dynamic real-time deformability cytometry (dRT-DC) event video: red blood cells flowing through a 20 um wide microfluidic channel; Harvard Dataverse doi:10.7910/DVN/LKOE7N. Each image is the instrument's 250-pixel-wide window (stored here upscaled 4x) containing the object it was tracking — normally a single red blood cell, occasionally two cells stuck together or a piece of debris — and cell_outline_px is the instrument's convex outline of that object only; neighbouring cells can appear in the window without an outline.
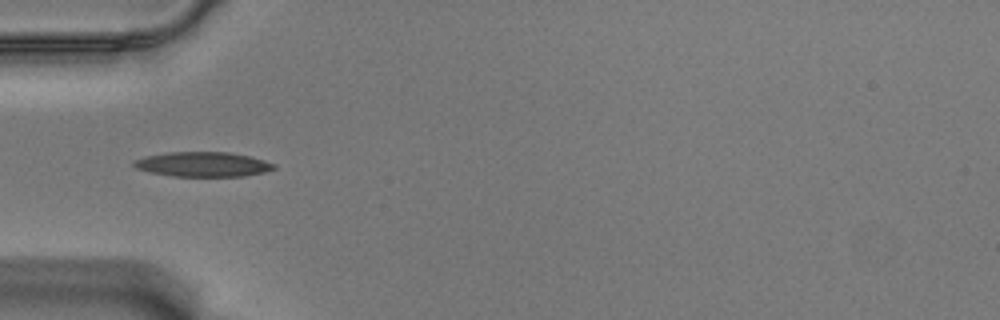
{"species": "Egyptian fruit bat (a non-hibernating species)", "species_latin": "Rousettus aegyptiacus", "temperature_condition": "warm", "stored_images_in_passage": 40, "camera_frame_rate_fps": 3000, "um_per_image_px": 0.085, "animal": {"sex": "male"}, "frame": {"image": 1, "passage_image": 1, "time_ms": 0.0, "image_size_px": [1000, 320], "cell_outline_px": [[276, 168], [264, 172], [244, 176], [172, 176], [152, 172], [136, 168], [132, 164], [132, 160], [144, 156], [168, 152], [228, 152], [248, 156], [264, 160], [276, 164]], "centroid_in_image_um": [17.23, 13.96], "position_along_channel_um": 67.8, "area_um2": 20.17}}
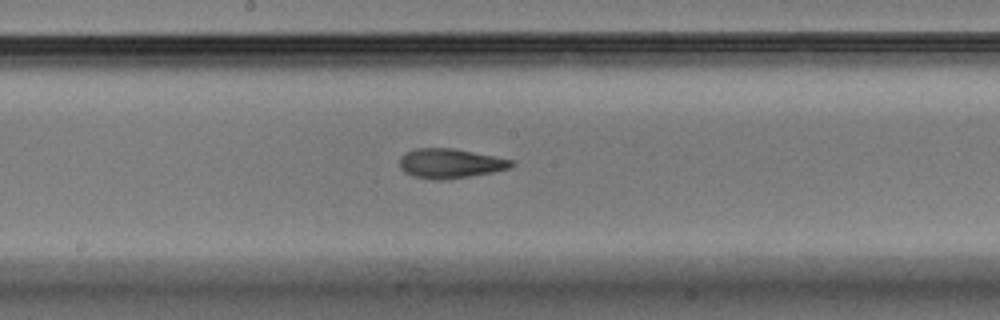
{"frame": {"image": 2, "passage_image": 13, "time_ms": 4.0, "image_size_px": [1000, 320], "cell_outline_px": [[516, 164], [512, 168], [492, 172], [444, 180], [432, 180], [412, 176], [404, 172], [400, 168], [400, 156], [404, 152], [416, 148], [452, 148], [516, 160]], "centroid_in_image_um": [38.28, 13.89], "position_along_channel_um": 209.9, "area_um2": 19.54}}
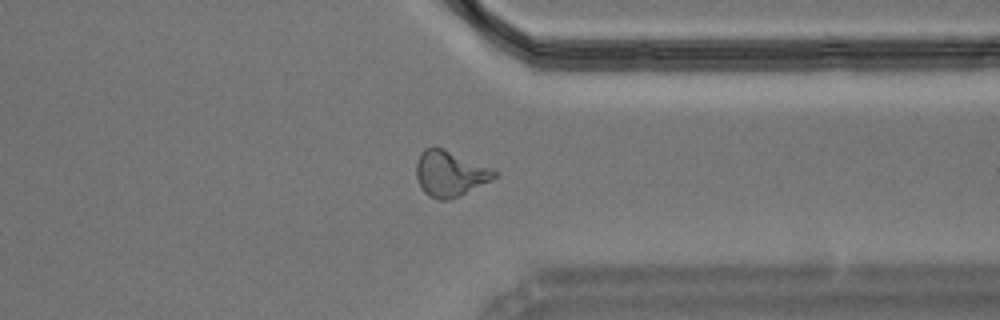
{"frame": {"image": 3, "passage_image": 27, "time_ms": 8.667, "image_size_px": [1000, 320], "cell_outline_px": [[500, 176], [460, 196], [444, 200], [440, 200], [428, 196], [420, 188], [416, 176], [416, 164], [420, 152], [424, 148], [432, 144], [444, 148], [492, 168], [500, 172]], "centroid_in_image_um": [38.25, 14.73], "position_along_channel_um": 373.1, "area_um2": 21.33}, "authors_computed_cell_mechanics": {"area_um2": 19.5653, "velocity_mm_per_s": 3.5366, "shape_relaxation_time_tau1_ms": 5.8534, "shape_relaxation_time_tau2_ms": 1.7735, "deformation_change_tau1": 0.205, "deformation_change_tau2": 0.0967}}